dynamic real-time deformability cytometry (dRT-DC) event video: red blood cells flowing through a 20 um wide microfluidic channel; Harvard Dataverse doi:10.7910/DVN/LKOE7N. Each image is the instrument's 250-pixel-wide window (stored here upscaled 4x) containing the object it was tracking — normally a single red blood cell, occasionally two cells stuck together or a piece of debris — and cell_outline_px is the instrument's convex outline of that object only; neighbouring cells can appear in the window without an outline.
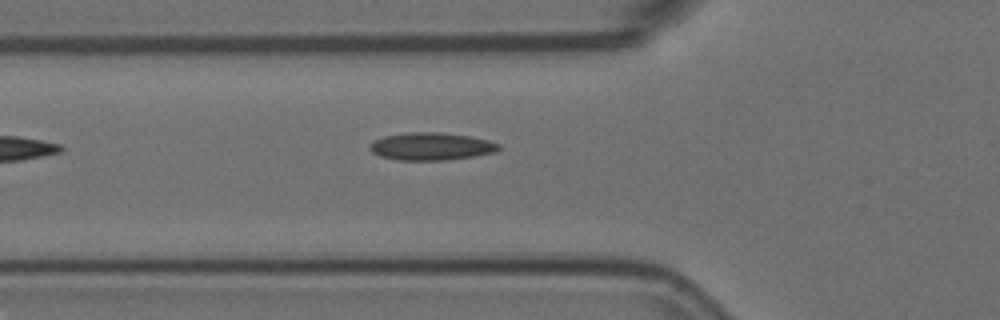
{"species": "Egyptian fruit bat (a non-hibernating species)", "species_latin": "Rousettus aegyptiacus", "temperature_condition": "room temperature", "stored_images_in_passage": 3, "camera_frame_rate_fps": 3000, "um_per_image_px": 0.085, "animal": {"sex": "female"}, "frame": {"image": 1, "passage_image": 3, "time_ms": 0.667, "image_size_px": [1000, 320], "cell_outline_px": [[500, 148], [496, 152], [472, 156], [444, 160], [400, 160], [380, 156], [372, 152], [368, 148], [368, 144], [384, 136], [408, 132], [436, 132], [468, 136], [488, 140], [500, 144]], "centroid_in_image_um": [36.63, 12.44], "position_along_channel_um": 89.2, "area_um2": 20.58}}